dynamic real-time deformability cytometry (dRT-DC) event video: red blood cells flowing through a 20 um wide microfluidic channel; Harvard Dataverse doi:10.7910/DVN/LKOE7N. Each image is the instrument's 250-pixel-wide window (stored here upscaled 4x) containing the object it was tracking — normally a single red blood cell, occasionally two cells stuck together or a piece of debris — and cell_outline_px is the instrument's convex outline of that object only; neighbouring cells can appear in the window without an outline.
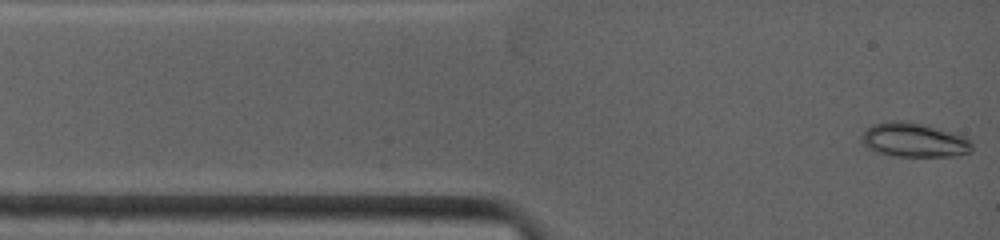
{"species": "common noctule bat (a hibernating species)", "species_latin": "Nyctalus noctula", "temperature_condition": "warm", "stored_images_in_passage": 52, "camera_frame_rate_fps": 4500, "um_per_image_px": 0.085, "animal": {"sex": "female", "body_mass_g": 19.0, "forearm_length_mm": 53.3}, "frame": {"image": 1, "passage_image": 1, "time_ms": 0.0, "image_size_px": [1000, 240], "cell_outline_px": [[972, 152], [956, 156], [896, 156], [880, 152], [868, 148], [860, 140], [860, 136], [872, 124], [888, 120], [912, 120], [928, 124], [968, 136], [972, 144]], "centroid_in_image_um": [77.75, 11.86], "position_along_channel_um": 7.3, "area_um2": 22.66}}
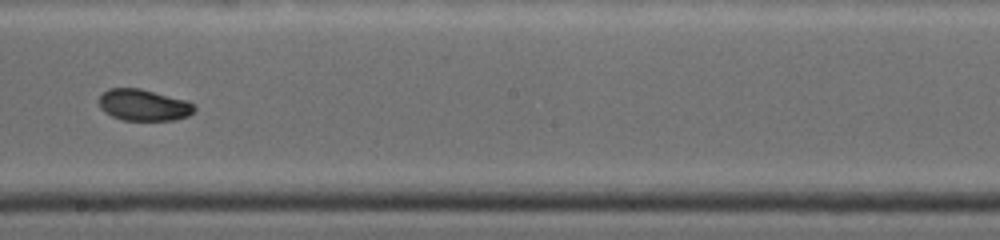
{"frame": {"image": 2, "passage_image": 23, "time_ms": 6.889, "image_size_px": [1000, 240], "cell_outline_px": [[196, 108], [188, 116], [172, 120], [124, 120], [112, 116], [104, 112], [100, 108], [96, 100], [108, 88], [140, 88], [188, 100]], "centroid_in_image_um": [12.17, 8.92], "position_along_channel_um": 236.0, "area_um2": 17.63}}
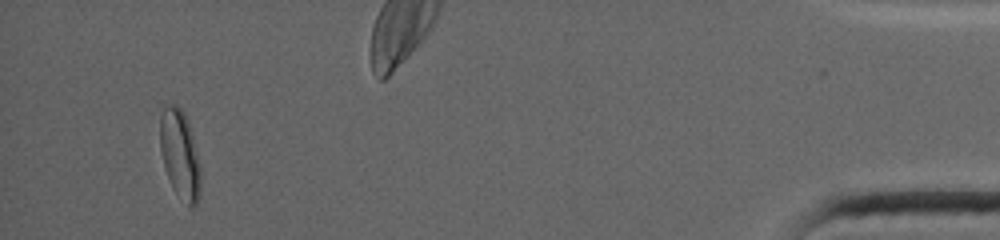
{"frame": {"image": 3, "passage_image": 47, "time_ms": 14.444, "image_size_px": [1000, 240], "cell_outline_px": [[200, 196], [196, 204], [188, 204], [172, 188], [164, 168], [160, 152], [160, 116], [164, 108], [172, 104], [176, 104], [184, 112], [188, 124], [200, 164]], "centroid_in_image_um": [15.27, 13.11], "position_along_channel_um": 419.9, "area_um2": 20.63}, "authors_computed_cell_mechanics": {"area_um2": 18.3804, "velocity_mm_per_s": 3.9613, "shape_relaxation_time_tau1_ms": 8.2174, "shape_relaxation_time_tau2_ms": null, "deformation_change_tau1": 0.1538, "deformation_change_tau2": null}}